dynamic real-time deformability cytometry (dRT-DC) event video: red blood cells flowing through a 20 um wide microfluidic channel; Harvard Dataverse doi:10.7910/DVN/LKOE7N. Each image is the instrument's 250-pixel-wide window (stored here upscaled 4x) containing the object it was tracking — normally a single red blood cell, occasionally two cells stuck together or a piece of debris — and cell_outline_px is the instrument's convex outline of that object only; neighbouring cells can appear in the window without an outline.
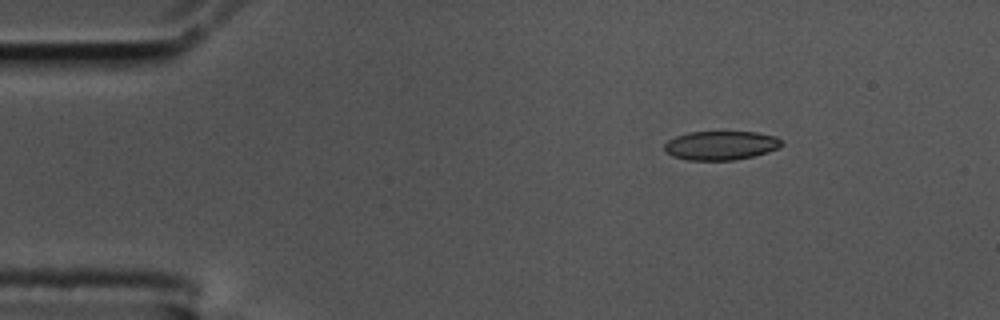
{"species": "common noctule bat (a hibernating species)", "species_latin": "Nyctalus noctula", "temperature_condition": "cold", "stored_images_in_passage": 50, "camera_frame_rate_fps": 3000, "um_per_image_px": 0.085, "animal": {"sex": "male", "body_mass_g": 17.5, "forearm_length_mm": 52.3}, "frame": {"image": 1, "passage_image": 1, "time_ms": 0.0, "image_size_px": [1000, 320], "cell_outline_px": [[784, 144], [780, 148], [768, 152], [752, 156], [732, 160], [688, 160], [672, 156], [664, 152], [664, 144], [668, 140], [676, 136], [688, 132], [756, 132], [776, 136], [784, 140]], "centroid_in_image_um": [61.29, 12.36], "position_along_channel_um": 23.7, "area_um2": 20.0}}
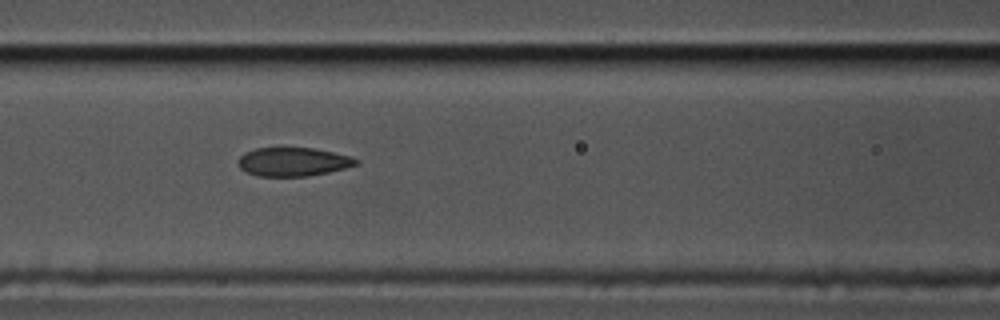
{"frame": {"image": 2, "passage_image": 17, "time_ms": 5.333, "image_size_px": [1000, 320], "cell_outline_px": [[360, 164], [328, 172], [308, 176], [256, 176], [240, 168], [240, 156], [244, 152], [256, 148], [316, 148], [352, 156], [360, 160]], "centroid_in_image_um": [24.97, 13.75], "position_along_channel_um": 141.6, "area_um2": 19.71}}
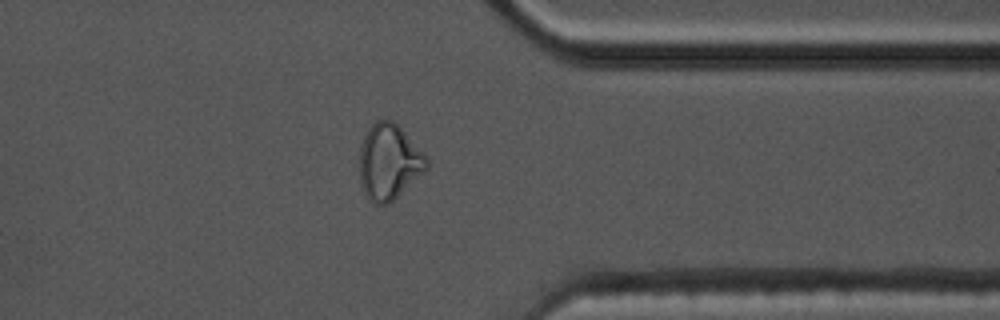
{"frame": {"image": 3, "passage_image": 38, "time_ms": 12.333, "image_size_px": [1000, 320], "cell_outline_px": [[428, 168], [424, 172], [388, 204], [376, 204], [364, 192], [360, 180], [360, 144], [368, 128], [376, 120], [392, 120], [428, 156]], "centroid_in_image_um": [33.07, 13.74], "position_along_channel_um": 378.3, "area_um2": 29.25}, "authors_computed_cell_mechanics": {"area_um2": 21.0681, "velocity_mm_per_s": 3.4845, "shape_relaxation_time_tau1_ms": null, "shape_relaxation_time_tau2_ms": 2.3585, "deformation_change_tau1": null, "deformation_change_tau2": 0.0802}}